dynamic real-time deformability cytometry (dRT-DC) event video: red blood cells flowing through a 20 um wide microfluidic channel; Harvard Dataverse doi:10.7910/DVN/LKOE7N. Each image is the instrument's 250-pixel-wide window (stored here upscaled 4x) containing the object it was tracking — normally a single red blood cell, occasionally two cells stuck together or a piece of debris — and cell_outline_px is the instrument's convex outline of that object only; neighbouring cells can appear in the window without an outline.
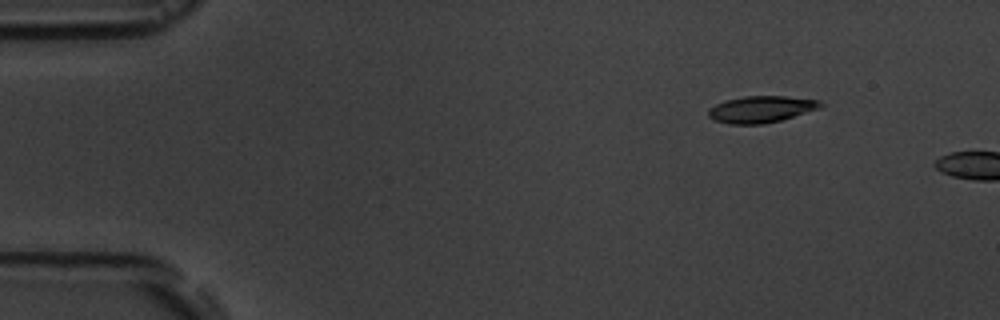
{"species": "common noctule bat (a hibernating species)", "species_latin": "Nyctalus noctula", "temperature_condition": "room temperature", "stored_images_in_passage": 3, "camera_frame_rate_fps": 3000, "um_per_image_px": 0.085, "animal": {"sex": "male", "body_mass_g": 19.5, "forearm_length_mm": 54.6}, "frame": {"image": 1, "passage_image": 2, "time_ms": 1.333, "image_size_px": [1000, 320], "cell_outline_px": [[824, 104], [820, 108], [780, 120], [764, 124], [728, 124], [712, 120], [708, 116], [708, 108], [724, 100], [744, 96], [784, 96], [820, 100]], "centroid_in_image_um": [64.65, 9.28], "position_along_channel_um": 20.3, "area_um2": 17.51}}